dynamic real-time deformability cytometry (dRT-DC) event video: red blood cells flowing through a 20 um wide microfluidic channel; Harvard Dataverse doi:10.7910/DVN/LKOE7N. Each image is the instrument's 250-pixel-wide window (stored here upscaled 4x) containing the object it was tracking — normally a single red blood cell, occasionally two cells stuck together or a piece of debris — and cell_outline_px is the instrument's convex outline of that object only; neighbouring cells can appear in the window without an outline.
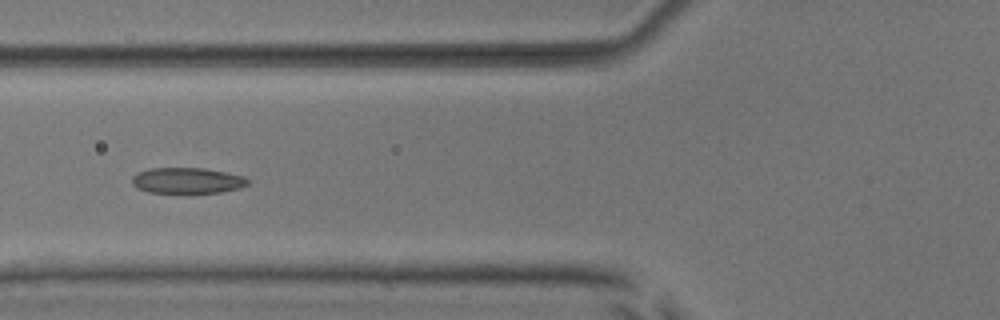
{"species": "common noctule bat (a hibernating species)", "species_latin": "Nyctalus noctula", "temperature_condition": "room temperature", "stored_images_in_passage": 6, "camera_frame_rate_fps": 3000, "um_per_image_px": 0.085, "animal": {"sex": "male", "body_mass_g": 17.9, "forearm_length_mm": 54.2}, "frame": {"image": 1, "passage_image": 6, "time_ms": 6.667, "image_size_px": [1000, 320], "cell_outline_px": [[248, 184], [240, 188], [220, 192], [188, 196], [148, 192], [136, 188], [132, 184], [132, 176], [136, 172], [148, 168], [204, 168], [244, 176], [248, 180]], "centroid_in_image_um": [15.86, 15.39], "position_along_channel_um": 109.9, "area_um2": 18.38}}